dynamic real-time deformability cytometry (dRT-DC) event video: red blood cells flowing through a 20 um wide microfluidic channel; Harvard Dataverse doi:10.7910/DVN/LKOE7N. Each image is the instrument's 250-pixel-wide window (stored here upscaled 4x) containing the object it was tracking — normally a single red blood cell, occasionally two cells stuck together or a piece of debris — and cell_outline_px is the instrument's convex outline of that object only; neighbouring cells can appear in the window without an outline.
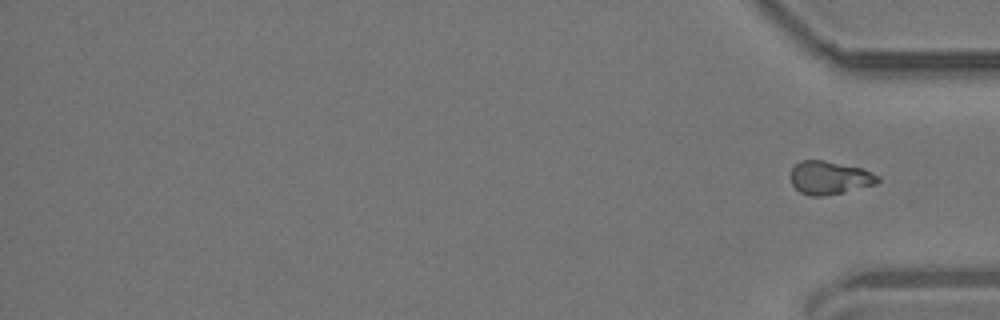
{"species": "common noctule bat (a hibernating species)", "species_latin": "Nyctalus noctula", "temperature_condition": "room temperature", "stored_images_in_passage": 16, "segment_of_instrument_passage": [2, 2], "camera_frame_rate_fps": 3000, "um_per_image_px": 0.085, "animal": {"sex": "male", "body_mass_g": 19.2, "forearm_length_mm": 51.8}, "frame": {"image": 1, "passage_image": 16, "time_ms": 19.0, "image_size_px": [1000, 320], "cell_outline_px": [[880, 180], [876, 184], [844, 192], [824, 196], [808, 196], [800, 192], [792, 184], [788, 176], [792, 168], [800, 160], [824, 160], [864, 168], [880, 176]], "centroid_in_image_um": [70.5, 15.1], "position_along_channel_um": 364.7, "area_um2": 17.22}}